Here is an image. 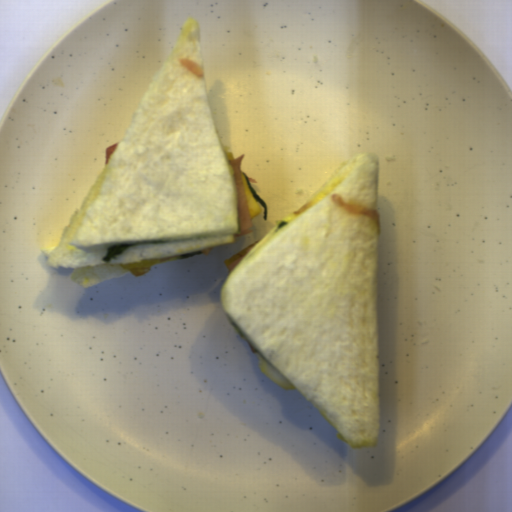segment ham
I'll use <instances>...</instances> for the list:
<instances>
[{
  "mask_svg": "<svg viewBox=\"0 0 512 512\" xmlns=\"http://www.w3.org/2000/svg\"><path fill=\"white\" fill-rule=\"evenodd\" d=\"M212 249H213V247H212V248H206V249H204V250H202V251H200V252H203V253H201V254H203L204 256H207V255H208V253H209L210 251H212Z\"/></svg>",
  "mask_w": 512,
  "mask_h": 512,
  "instance_id": "c238892f",
  "label": "ham"
},
{
  "mask_svg": "<svg viewBox=\"0 0 512 512\" xmlns=\"http://www.w3.org/2000/svg\"><path fill=\"white\" fill-rule=\"evenodd\" d=\"M180 62L183 67L192 72L198 79L204 78V72L198 64L185 57L181 58Z\"/></svg>",
  "mask_w": 512,
  "mask_h": 512,
  "instance_id": "d13d27c6",
  "label": "ham"
},
{
  "mask_svg": "<svg viewBox=\"0 0 512 512\" xmlns=\"http://www.w3.org/2000/svg\"><path fill=\"white\" fill-rule=\"evenodd\" d=\"M248 345H249V348H250V350H251V352H252V353H254V354H255V353H258V352L255 350V348L251 345V343H250V342L248 343Z\"/></svg>",
  "mask_w": 512,
  "mask_h": 512,
  "instance_id": "65de58e3",
  "label": "ham"
},
{
  "mask_svg": "<svg viewBox=\"0 0 512 512\" xmlns=\"http://www.w3.org/2000/svg\"><path fill=\"white\" fill-rule=\"evenodd\" d=\"M247 178H248V180H249V183L256 184V182H257V181H256L255 179H251V178H249V177H247Z\"/></svg>",
  "mask_w": 512,
  "mask_h": 512,
  "instance_id": "874fe6ef",
  "label": "ham"
},
{
  "mask_svg": "<svg viewBox=\"0 0 512 512\" xmlns=\"http://www.w3.org/2000/svg\"><path fill=\"white\" fill-rule=\"evenodd\" d=\"M262 239L244 248L240 252L236 253L235 255L224 261L225 268L232 271L242 261V259L251 251V249Z\"/></svg>",
  "mask_w": 512,
  "mask_h": 512,
  "instance_id": "09b19980",
  "label": "ham"
},
{
  "mask_svg": "<svg viewBox=\"0 0 512 512\" xmlns=\"http://www.w3.org/2000/svg\"><path fill=\"white\" fill-rule=\"evenodd\" d=\"M117 149H118V143L113 144L105 149V158H104L105 165H109L110 157L116 153Z\"/></svg>",
  "mask_w": 512,
  "mask_h": 512,
  "instance_id": "4e895bc4",
  "label": "ham"
},
{
  "mask_svg": "<svg viewBox=\"0 0 512 512\" xmlns=\"http://www.w3.org/2000/svg\"><path fill=\"white\" fill-rule=\"evenodd\" d=\"M245 153L237 158L228 159V163L233 169V181L237 199L239 220H240V233L233 234L234 237L247 235L252 232L254 225L250 217L245 187L241 175V163Z\"/></svg>",
  "mask_w": 512,
  "mask_h": 512,
  "instance_id": "37f43c06",
  "label": "ham"
}]
</instances>
